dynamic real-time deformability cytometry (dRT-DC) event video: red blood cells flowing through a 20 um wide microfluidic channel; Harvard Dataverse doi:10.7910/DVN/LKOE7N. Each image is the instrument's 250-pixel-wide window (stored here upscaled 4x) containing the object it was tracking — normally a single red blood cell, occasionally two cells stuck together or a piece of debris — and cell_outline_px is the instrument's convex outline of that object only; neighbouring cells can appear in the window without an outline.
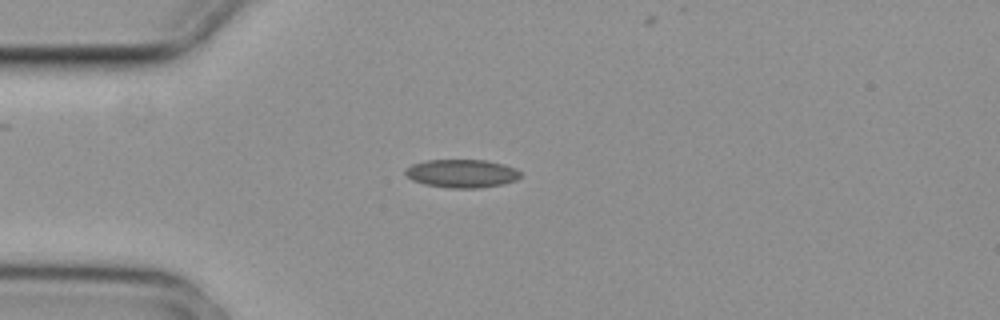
{"species": "common noctule bat (a hibernating species)", "species_latin": "Nyctalus noctula", "temperature_condition": "cold", "stored_images_in_passage": 6, "camera_frame_rate_fps": 3000, "um_per_image_px": 0.085, "animal": {"sex": "female", "body_mass_g": 29.2, "forearm_length_mm": 56.3}, "frame": {"image": 1, "passage_image": 2, "time_ms": 0.333, "image_size_px": [1000, 320], "cell_outline_px": [[520, 176], [516, 180], [504, 184], [480, 188], [448, 188], [424, 184], [412, 180], [404, 172], [404, 168], [412, 164], [424, 160], [484, 160], [504, 164], [516, 168], [520, 172]], "centroid_in_image_um": [39.24, 14.74], "position_along_channel_um": 45.8, "area_um2": 19.13}}
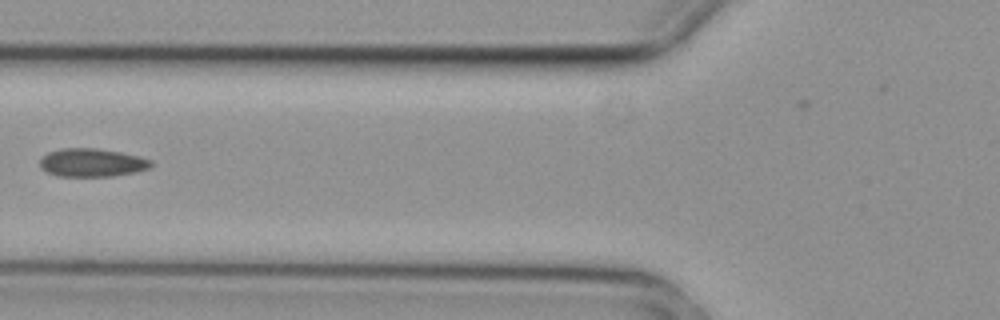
{"frame": {"image": 2, "passage_image": 4, "time_ms": 1.0, "image_size_px": [1000, 320], "cell_outline_px": [[152, 168], [136, 172], [112, 176], [56, 176], [40, 168], [40, 160], [48, 152], [64, 148], [96, 148], [120, 152], [140, 156], [152, 160]], "centroid_in_image_um": [7.85, 13.82], "position_along_channel_um": 118.0, "area_um2": 18.38}}
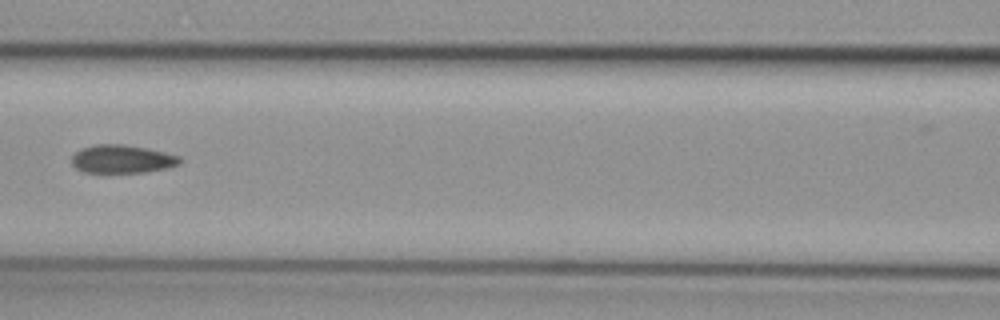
{"frame": {"image": 3, "passage_image": 5, "time_ms": 1.333, "image_size_px": [1000, 320], "cell_outline_px": [[184, 160], [180, 164], [168, 168], [148, 172], [104, 176], [84, 172], [76, 168], [72, 164], [72, 156], [80, 148], [96, 144], [124, 144], [148, 148], [180, 156]], "centroid_in_image_um": [10.37, 13.57], "position_along_channel_um": 156.2, "area_um2": 18.9}}